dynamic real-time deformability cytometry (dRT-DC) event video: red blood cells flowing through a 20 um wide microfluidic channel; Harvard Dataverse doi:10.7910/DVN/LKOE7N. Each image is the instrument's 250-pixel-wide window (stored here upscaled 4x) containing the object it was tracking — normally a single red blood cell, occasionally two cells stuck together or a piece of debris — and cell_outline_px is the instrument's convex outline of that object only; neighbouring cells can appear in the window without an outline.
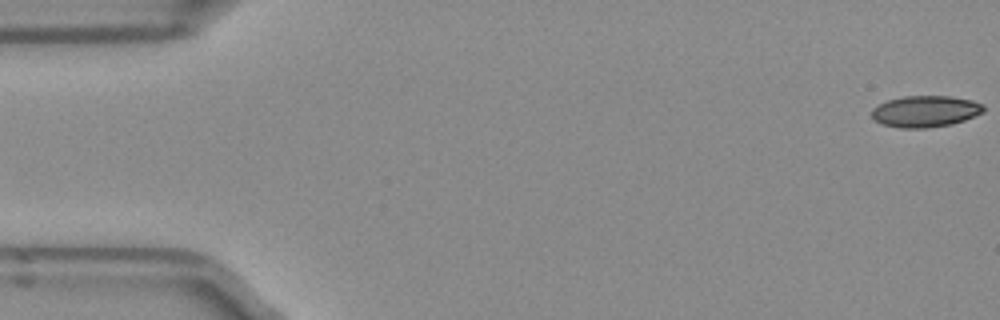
{"species": "Egyptian fruit bat (a non-hibernating species)", "species_latin": "Rousettus aegyptiacus", "temperature_condition": "room temperature", "stored_images_in_passage": 5, "camera_frame_rate_fps": 3000, "um_per_image_px": 0.085, "frame": {"image": 1, "passage_image": 1, "time_ms": 0.0, "image_size_px": [1000, 320], "cell_outline_px": [[984, 112], [964, 120], [952, 124], [924, 128], [900, 128], [884, 124], [876, 120], [872, 116], [872, 108], [888, 100], [904, 96], [948, 96], [972, 100], [984, 104]], "centroid_in_image_um": [78.68, 9.46], "position_along_channel_um": 6.3, "area_um2": 20.35}}
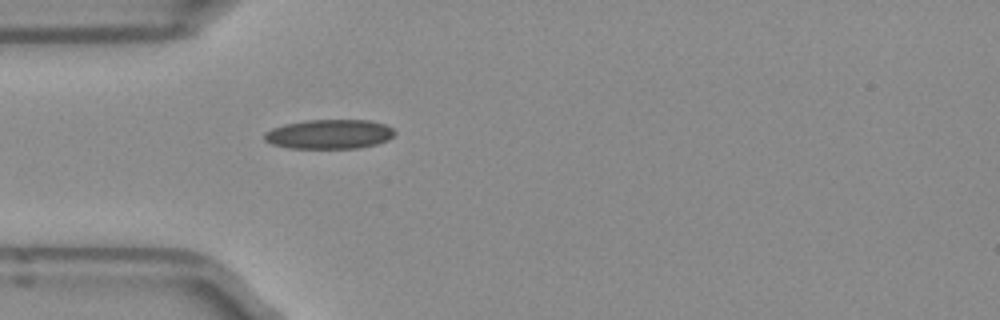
{"frame": {"image": 2, "passage_image": 5, "time_ms": 1.333, "image_size_px": [1000, 320], "cell_outline_px": [[396, 132], [388, 140], [376, 144], [356, 148], [292, 148], [272, 144], [264, 140], [264, 132], [272, 128], [284, 124], [304, 120], [368, 120], [384, 124], [392, 128]], "centroid_in_image_um": [27.97, 11.4], "position_along_channel_um": 57.0, "area_um2": 22.31}}